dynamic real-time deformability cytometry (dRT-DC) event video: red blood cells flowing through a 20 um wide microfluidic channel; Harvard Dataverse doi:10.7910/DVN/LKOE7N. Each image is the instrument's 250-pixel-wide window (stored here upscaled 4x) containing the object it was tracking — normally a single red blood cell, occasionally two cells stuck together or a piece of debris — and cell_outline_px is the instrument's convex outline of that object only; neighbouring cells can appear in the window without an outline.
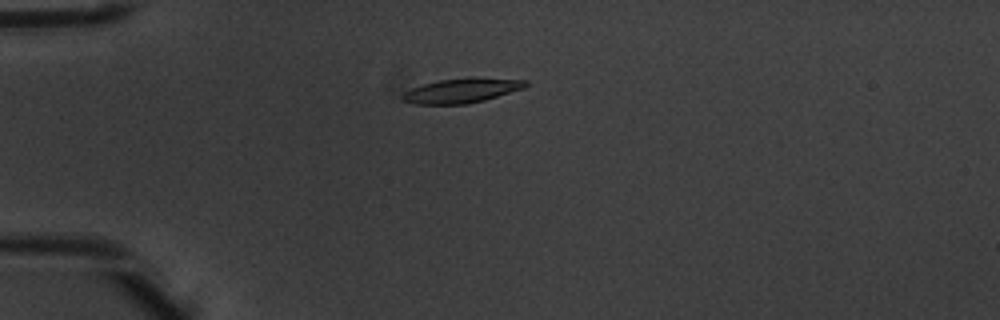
{"species": "common noctule bat (a hibernating species)", "species_latin": "Nyctalus noctula", "temperature_condition": "warm", "stored_images_in_passage": 6, "camera_frame_rate_fps": 3000, "um_per_image_px": 0.085, "animal": {"sex": "male", "body_mass_g": 20.1, "forearm_length_mm": 53.5}, "frame": {"image": 1, "passage_image": 5, "time_ms": 1.333, "image_size_px": [1000, 320], "cell_outline_px": [[528, 84], [524, 88], [484, 100], [468, 104], [416, 104], [400, 100], [400, 96], [404, 92], [412, 88], [424, 84], [440, 80], [528, 80]], "centroid_in_image_um": [39.14, 7.76], "position_along_channel_um": 45.9, "area_um2": 16.59}}